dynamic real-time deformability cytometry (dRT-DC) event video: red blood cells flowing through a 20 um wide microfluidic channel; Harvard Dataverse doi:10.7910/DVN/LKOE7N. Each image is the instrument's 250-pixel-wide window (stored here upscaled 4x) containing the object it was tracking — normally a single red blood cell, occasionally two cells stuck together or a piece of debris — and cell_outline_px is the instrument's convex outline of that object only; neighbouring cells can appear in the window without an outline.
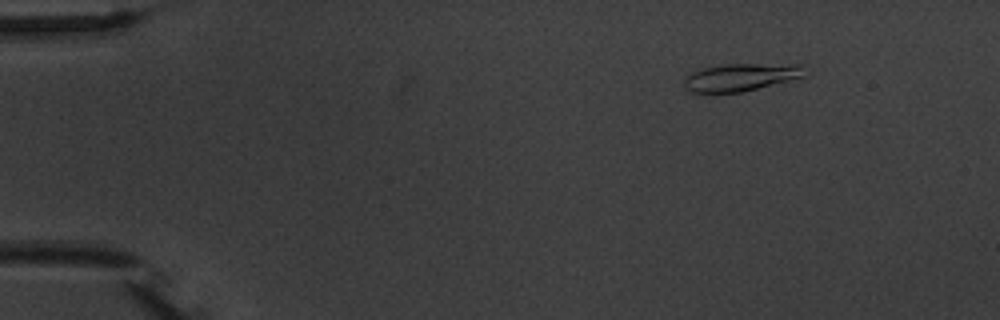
{"species": "common noctule bat (a hibernating species)", "species_latin": "Nyctalus noctula", "temperature_condition": "warm", "stored_images_in_passage": 6, "camera_frame_rate_fps": 3000, "um_per_image_px": 0.085, "animal": {"sex": "male", "body_mass_g": 20.1, "forearm_length_mm": 53.5}, "frame": {"image": 1, "passage_image": 3, "time_ms": 2.333, "image_size_px": [1000, 320], "cell_outline_px": [[812, 68], [808, 76], [740, 92], [692, 92], [684, 88], [684, 80], [692, 72], [704, 68], [728, 64], [800, 64]], "centroid_in_image_um": [63.12, 6.54], "position_along_channel_um": 21.9, "area_um2": 19.54}}